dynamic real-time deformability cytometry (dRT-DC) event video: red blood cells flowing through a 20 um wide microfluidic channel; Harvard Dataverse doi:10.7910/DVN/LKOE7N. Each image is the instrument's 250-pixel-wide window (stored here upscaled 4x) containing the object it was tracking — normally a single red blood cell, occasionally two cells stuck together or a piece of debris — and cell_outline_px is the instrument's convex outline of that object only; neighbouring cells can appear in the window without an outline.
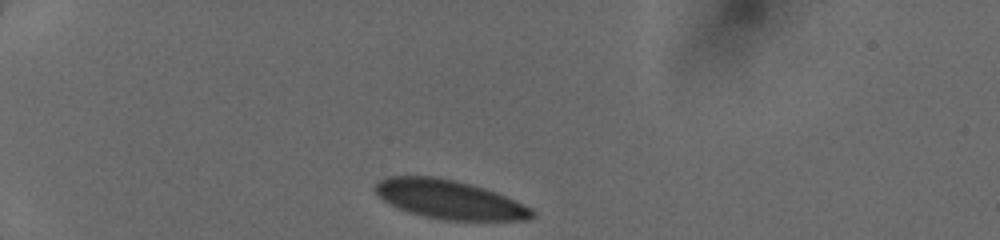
{"species": "human", "species_latin": "Homo sapiens", "temperature_condition": "cold", "stored_images_in_passage": 32, "camera_frame_rate_fps": 3000, "um_per_image_px": 0.085, "donor": {"sex": "female"}, "frame": {"image": 1, "passage_image": 1, "time_ms": 0.0, "image_size_px": [1000, 240], "cell_outline_px": [[536, 216], [532, 220], [448, 220], [424, 216], [408, 212], [384, 200], [372, 188], [380, 180], [388, 176], [436, 176], [472, 184], [496, 192], [532, 208], [536, 212]], "centroid_in_image_um": [38.24, 16.95], "position_along_channel_um": 46.8, "area_um2": 35.43}}
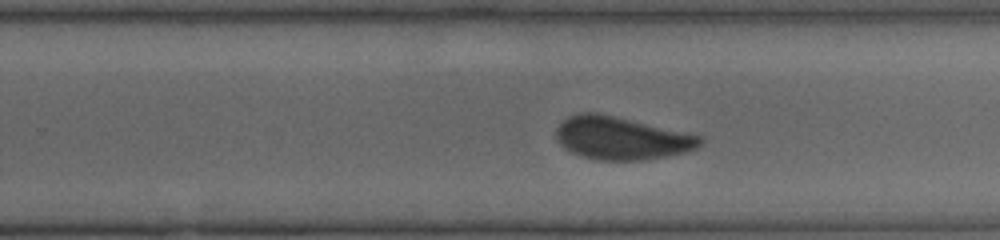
{"frame": {"image": 2, "passage_image": 21, "time_ms": 6.667, "image_size_px": [1000, 240], "cell_outline_px": [[704, 144], [688, 152], [644, 160], [596, 160], [580, 156], [564, 148], [556, 140], [556, 128], [568, 116], [584, 112], [596, 112], [700, 136], [704, 140]], "centroid_in_image_um": [52.79, 11.76], "position_along_channel_um": 277.0, "area_um2": 35.72}}
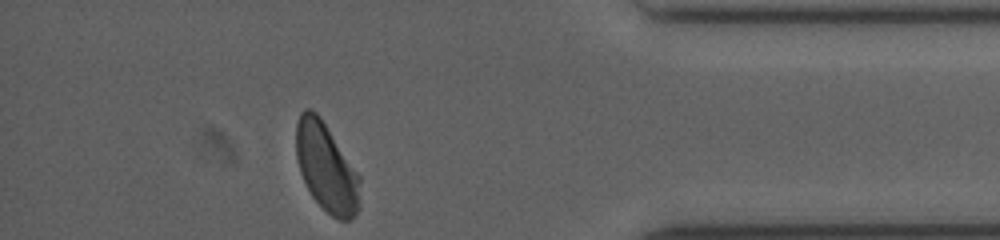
{"frame": {"image": 3, "passage_image": 32, "time_ms": 10.333, "image_size_px": [1000, 240], "cell_outline_px": [[360, 208], [352, 220], [340, 220], [332, 216], [312, 196], [300, 172], [296, 156], [296, 124], [300, 112], [304, 108], [312, 108], [320, 116], [360, 176]], "centroid_in_image_um": [27.75, 14.22], "position_along_channel_um": 407.5, "area_um2": 33.0}}